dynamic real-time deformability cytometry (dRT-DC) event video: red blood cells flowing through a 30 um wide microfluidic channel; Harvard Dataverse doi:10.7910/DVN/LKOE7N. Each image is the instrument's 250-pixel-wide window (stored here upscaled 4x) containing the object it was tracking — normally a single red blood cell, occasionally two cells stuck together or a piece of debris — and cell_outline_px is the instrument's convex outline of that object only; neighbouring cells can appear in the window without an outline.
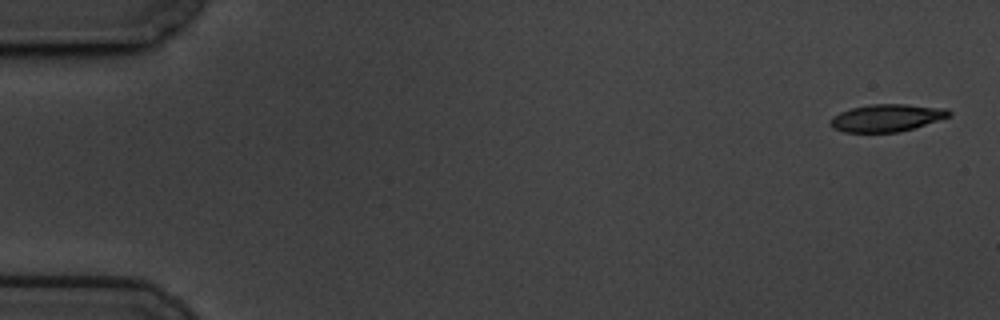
{"species": "common noctule bat (a hibernating species)", "species_latin": "Nyctalus noctula", "temperature_condition": "cold", "stored_images_in_passage": 8, "camera_frame_rate_fps": 3000, "um_per_image_px": 0.085, "animal": {"sex": "male", "body_mass_g": 19.5, "forearm_length_mm": 54.6}, "frame": {"image": 1, "passage_image": 1, "time_ms": 0.0, "image_size_px": [1000, 320], "cell_outline_px": [[952, 116], [912, 128], [896, 132], [844, 132], [832, 128], [828, 124], [828, 120], [832, 116], [840, 112], [852, 108], [868, 104], [904, 104], [948, 108], [952, 112]], "centroid_in_image_um": [75.34, 10.01], "position_along_channel_um": 9.7, "area_um2": 19.07}}
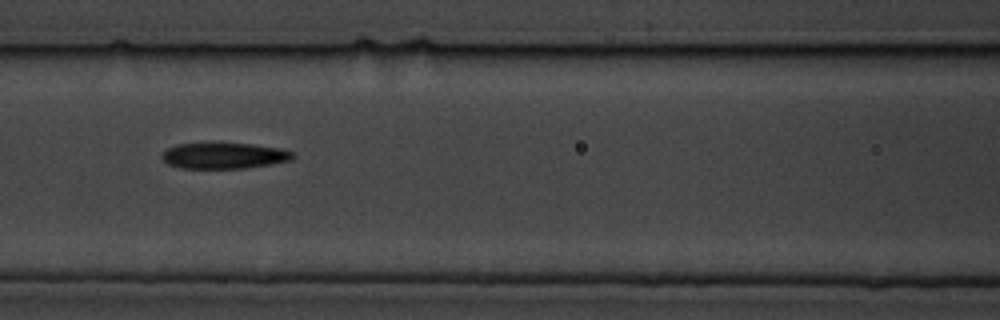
{"frame": {"image": 2, "passage_image": 7, "time_ms": 2.0, "image_size_px": [1000, 320], "cell_outline_px": [[296, 156], [292, 160], [244, 168], [180, 168], [168, 164], [160, 156], [168, 148], [176, 144], [252, 144], [284, 148], [296, 152]], "centroid_in_image_um": [19.11, 13.23], "position_along_channel_um": 147.5, "area_um2": 19.71}}
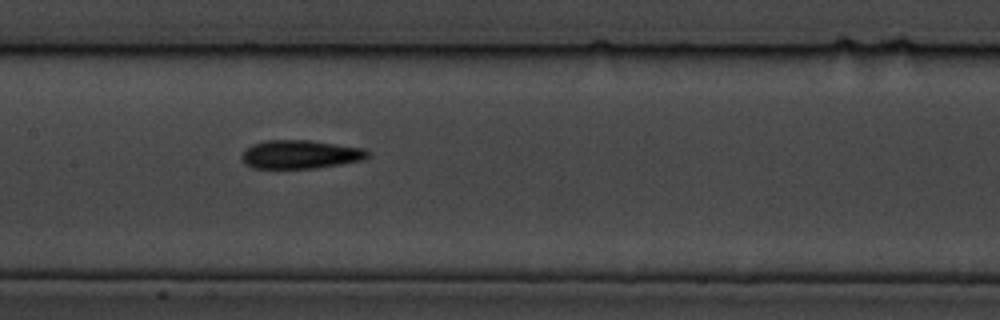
{"frame": {"image": 3, "passage_image": 8, "time_ms": 2.333, "image_size_px": [1000, 320], "cell_outline_px": [[372, 156], [364, 160], [316, 168], [252, 168], [244, 164], [240, 160], [240, 156], [244, 148], [252, 144], [264, 140], [312, 140], [364, 148], [372, 152]], "centroid_in_image_um": [25.53, 13.12], "position_along_channel_um": 181.9, "area_um2": 21.5}}